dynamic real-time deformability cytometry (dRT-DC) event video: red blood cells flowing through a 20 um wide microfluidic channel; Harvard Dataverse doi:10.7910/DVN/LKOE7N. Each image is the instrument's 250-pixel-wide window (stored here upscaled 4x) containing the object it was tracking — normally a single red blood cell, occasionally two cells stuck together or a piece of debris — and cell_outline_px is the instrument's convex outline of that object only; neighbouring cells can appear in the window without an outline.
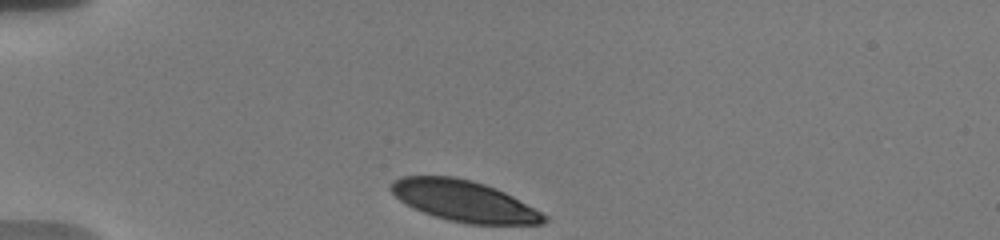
{"species": "human", "species_latin": "Homo sapiens", "temperature_condition": "warm", "stored_images_in_passage": 35, "camera_frame_rate_fps": 3000, "um_per_image_px": 0.085, "donor": {"sex": "male"}, "frame": {"image": 1, "passage_image": 1, "time_ms": 0.0, "image_size_px": [1000, 240], "cell_outline_px": [[548, 220], [544, 224], [468, 224], [448, 220], [412, 208], [400, 200], [388, 188], [388, 184], [404, 176], [452, 176], [472, 180], [496, 188], [512, 196], [548, 216]], "centroid_in_image_um": [39.44, 17.08], "position_along_channel_um": 45.6, "area_um2": 36.41}}
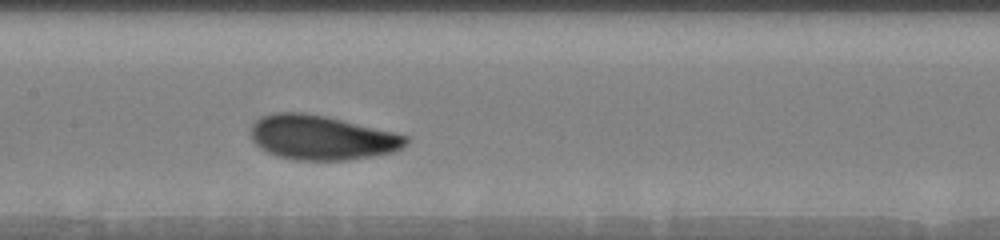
{"frame": {"image": 2, "passage_image": 15, "time_ms": 4.667, "image_size_px": [1000, 240], "cell_outline_px": [[408, 140], [400, 148], [392, 152], [372, 156], [348, 160], [296, 160], [276, 156], [260, 148], [252, 140], [252, 124], [260, 116], [272, 112], [304, 112], [324, 116], [396, 132], [408, 136]], "centroid_in_image_um": [27.31, 11.69], "position_along_channel_um": 180.1, "area_um2": 40.17}}
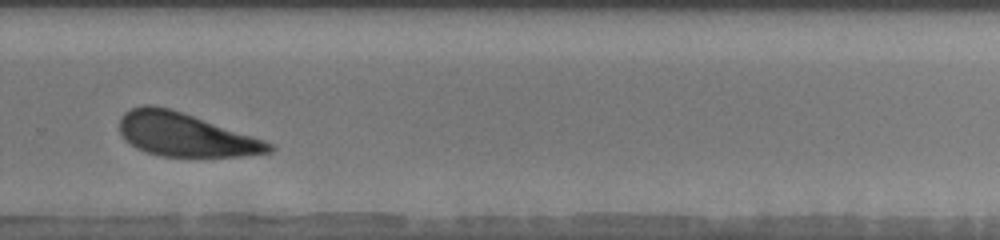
{"frame": {"image": 3, "passage_image": 26, "time_ms": 8.333, "image_size_px": [1000, 240], "cell_outline_px": [[276, 148], [272, 152], [244, 156], [160, 156], [136, 148], [124, 140], [120, 132], [120, 116], [124, 112], [140, 104], [152, 104], [172, 108], [264, 140], [272, 144]], "centroid_in_image_um": [15.71, 11.43], "position_along_channel_um": 314.1, "area_um2": 37.97}, "authors_computed_cell_mechanics": {"area_um2": 39.7086, "velocity_mm_per_s": 3.6686, "shape_relaxation_time_tau1_ms": 2.9943, "shape_relaxation_time_tau2_ms": null, "deformation_change_tau1": 0.1324, "deformation_change_tau2": null}}